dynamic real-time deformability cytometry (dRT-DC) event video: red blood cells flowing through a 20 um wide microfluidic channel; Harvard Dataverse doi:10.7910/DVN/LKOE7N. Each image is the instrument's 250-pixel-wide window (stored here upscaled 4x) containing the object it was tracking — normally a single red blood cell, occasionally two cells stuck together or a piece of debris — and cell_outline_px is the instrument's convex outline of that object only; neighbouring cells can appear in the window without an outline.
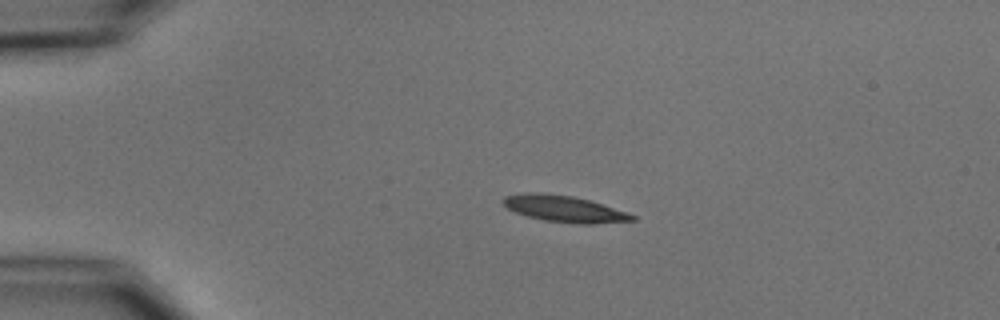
{"species": "common noctule bat (a hibernating species)", "species_latin": "Nyctalus noctula", "temperature_condition": "cold", "stored_images_in_passage": 2, "camera_frame_rate_fps": 3000, "um_per_image_px": 0.085, "animal": {"sex": "male", "body_mass_g": 15.6}, "frame": {"image": 1, "passage_image": 1, "time_ms": 0.0, "image_size_px": [1000, 320], "cell_outline_px": [[636, 220], [592, 224], [580, 224], [544, 220], [528, 216], [516, 212], [508, 208], [500, 200], [504, 196], [524, 192], [540, 192], [572, 196], [588, 200], [628, 212], [636, 216]], "centroid_in_image_um": [47.95, 17.74], "position_along_channel_um": 37.1, "area_um2": 19.83}}